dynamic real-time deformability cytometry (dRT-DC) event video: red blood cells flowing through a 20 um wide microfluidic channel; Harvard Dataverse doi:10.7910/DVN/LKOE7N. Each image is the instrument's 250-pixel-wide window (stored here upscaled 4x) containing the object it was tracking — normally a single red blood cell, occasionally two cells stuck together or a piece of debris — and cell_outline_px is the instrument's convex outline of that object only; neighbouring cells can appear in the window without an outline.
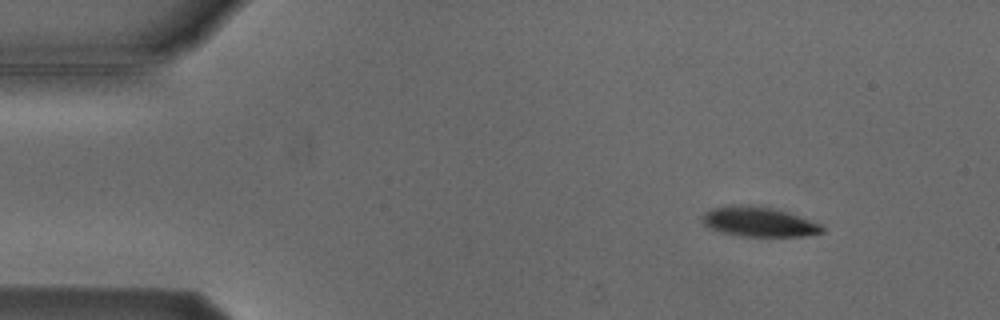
{"species": "Egyptian fruit bat (a non-hibernating species)", "species_latin": "Rousettus aegyptiacus", "temperature_condition": "cold", "stored_images_in_passage": 6, "camera_frame_rate_fps": 3000, "um_per_image_px": 0.085, "animal": {"sex": "male"}, "frame": {"image": 1, "passage_image": 2, "time_ms": 2.0, "image_size_px": [1000, 320], "cell_outline_px": [[824, 232], [804, 236], [740, 236], [708, 228], [700, 220], [700, 216], [704, 212], [712, 208], [732, 204], [752, 204], [772, 208], [788, 212], [824, 224]], "centroid_in_image_um": [64.49, 18.83], "position_along_channel_um": 20.5, "area_um2": 21.21}}
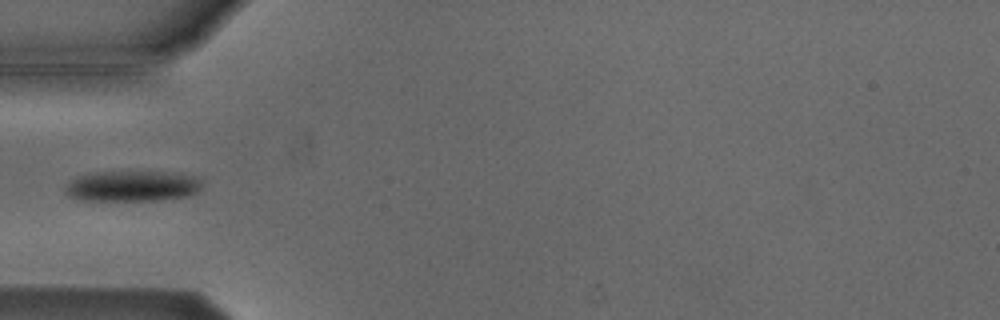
{"frame": {"image": 2, "passage_image": 5, "time_ms": 5.667, "image_size_px": [1000, 320], "cell_outline_px": [[200, 188], [192, 196], [160, 200], [72, 200], [64, 192], [64, 188], [76, 176], [88, 172], [164, 172], [196, 176], [200, 180]], "centroid_in_image_um": [11.19, 15.82], "position_along_channel_um": 73.8, "area_um2": 24.68}}